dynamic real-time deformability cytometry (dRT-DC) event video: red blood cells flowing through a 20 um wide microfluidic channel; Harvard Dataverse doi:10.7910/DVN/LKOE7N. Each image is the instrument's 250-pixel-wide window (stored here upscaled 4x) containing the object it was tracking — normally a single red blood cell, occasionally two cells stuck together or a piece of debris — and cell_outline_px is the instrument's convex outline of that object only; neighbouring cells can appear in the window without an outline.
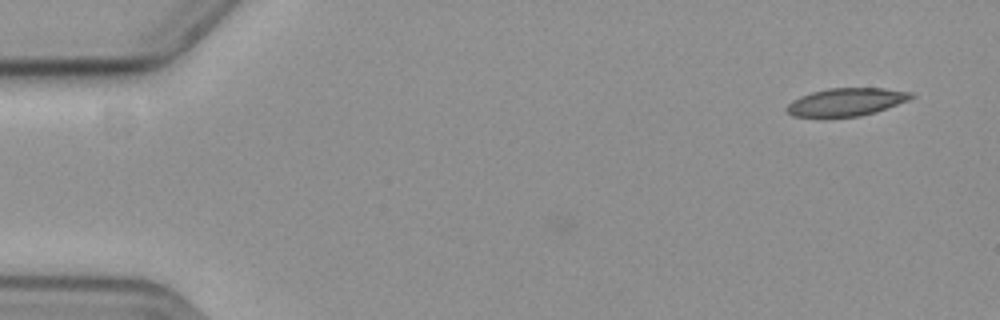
{"species": "common noctule bat (a hibernating species)", "species_latin": "Nyctalus noctula", "temperature_condition": "cold", "stored_images_in_passage": 22, "camera_frame_rate_fps": 3000, "um_per_image_px": 0.085, "animal": {"sex": "female", "body_mass_g": 19.3, "forearm_length_mm": 54.1}, "frame": {"image": 1, "passage_image": 22, "time_ms": 7.0, "image_size_px": [1000, 320], "cell_outline_px": [[916, 96], [908, 100], [876, 112], [860, 116], [792, 116], [784, 108], [792, 100], [800, 96], [812, 92], [828, 88], [884, 88], [912, 92]], "centroid_in_image_um": [71.95, 8.65], "position_along_channel_um": 13.1, "area_um2": 20.06}}